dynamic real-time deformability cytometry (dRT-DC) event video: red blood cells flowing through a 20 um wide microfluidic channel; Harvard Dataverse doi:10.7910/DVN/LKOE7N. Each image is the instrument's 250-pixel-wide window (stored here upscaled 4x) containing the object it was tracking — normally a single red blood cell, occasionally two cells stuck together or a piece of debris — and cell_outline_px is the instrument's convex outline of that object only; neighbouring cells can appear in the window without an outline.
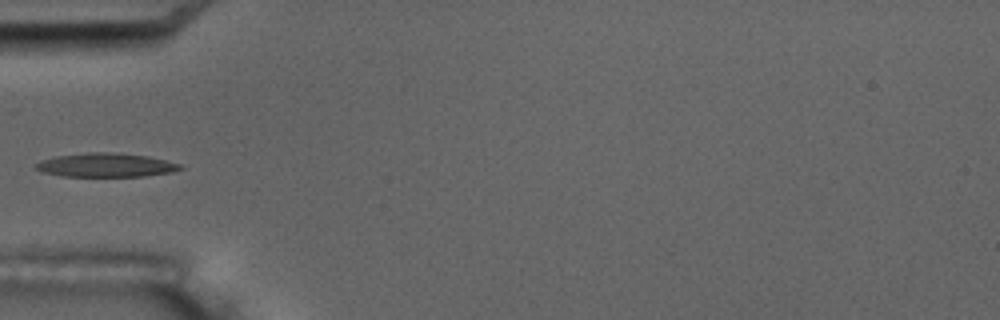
{"species": "common noctule bat (a hibernating species)", "species_latin": "Nyctalus noctula", "temperature_condition": "room temperature", "stored_images_in_passage": 5, "camera_frame_rate_fps": 3000, "um_per_image_px": 0.085, "animal": {"sex": "male", "body_mass_g": 17.5, "forearm_length_mm": 52.3}, "frame": {"image": 1, "passage_image": 4, "time_ms": 4.333, "image_size_px": [1000, 320], "cell_outline_px": [[184, 168], [172, 172], [144, 176], [60, 176], [40, 172], [36, 168], [36, 164], [40, 160], [56, 156], [88, 152], [108, 152], [148, 156], [180, 164]], "centroid_in_image_um": [8.97, 14.03], "position_along_channel_um": 76.0, "area_um2": 20.0}}